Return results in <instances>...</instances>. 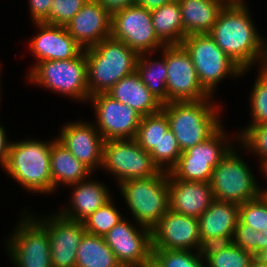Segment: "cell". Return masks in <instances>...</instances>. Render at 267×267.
Returning <instances> with one entry per match:
<instances>
[{
    "label": "cell",
    "mask_w": 267,
    "mask_h": 267,
    "mask_svg": "<svg viewBox=\"0 0 267 267\" xmlns=\"http://www.w3.org/2000/svg\"><path fill=\"white\" fill-rule=\"evenodd\" d=\"M53 0H29V12L33 23L48 24V15Z\"/></svg>",
    "instance_id": "cell-41"
},
{
    "label": "cell",
    "mask_w": 267,
    "mask_h": 267,
    "mask_svg": "<svg viewBox=\"0 0 267 267\" xmlns=\"http://www.w3.org/2000/svg\"><path fill=\"white\" fill-rule=\"evenodd\" d=\"M89 96L108 93L123 77L136 71L138 54L112 37L84 49Z\"/></svg>",
    "instance_id": "cell-4"
},
{
    "label": "cell",
    "mask_w": 267,
    "mask_h": 267,
    "mask_svg": "<svg viewBox=\"0 0 267 267\" xmlns=\"http://www.w3.org/2000/svg\"><path fill=\"white\" fill-rule=\"evenodd\" d=\"M255 256L236 244H231L227 249L209 256L204 262L205 267H249Z\"/></svg>",
    "instance_id": "cell-37"
},
{
    "label": "cell",
    "mask_w": 267,
    "mask_h": 267,
    "mask_svg": "<svg viewBox=\"0 0 267 267\" xmlns=\"http://www.w3.org/2000/svg\"><path fill=\"white\" fill-rule=\"evenodd\" d=\"M65 28L86 49L111 37V15L97 0H88Z\"/></svg>",
    "instance_id": "cell-20"
},
{
    "label": "cell",
    "mask_w": 267,
    "mask_h": 267,
    "mask_svg": "<svg viewBox=\"0 0 267 267\" xmlns=\"http://www.w3.org/2000/svg\"><path fill=\"white\" fill-rule=\"evenodd\" d=\"M240 149L259 158L261 166L267 162V123L258 126H244L236 135Z\"/></svg>",
    "instance_id": "cell-32"
},
{
    "label": "cell",
    "mask_w": 267,
    "mask_h": 267,
    "mask_svg": "<svg viewBox=\"0 0 267 267\" xmlns=\"http://www.w3.org/2000/svg\"><path fill=\"white\" fill-rule=\"evenodd\" d=\"M213 96L199 101L169 102L162 105L169 129L182 152L211 137L222 125V105Z\"/></svg>",
    "instance_id": "cell-3"
},
{
    "label": "cell",
    "mask_w": 267,
    "mask_h": 267,
    "mask_svg": "<svg viewBox=\"0 0 267 267\" xmlns=\"http://www.w3.org/2000/svg\"><path fill=\"white\" fill-rule=\"evenodd\" d=\"M108 94L120 103L133 108L142 117L157 113L163 105L143 84L136 71L123 77Z\"/></svg>",
    "instance_id": "cell-24"
},
{
    "label": "cell",
    "mask_w": 267,
    "mask_h": 267,
    "mask_svg": "<svg viewBox=\"0 0 267 267\" xmlns=\"http://www.w3.org/2000/svg\"><path fill=\"white\" fill-rule=\"evenodd\" d=\"M222 125L211 137L182 152L178 163L168 172L173 178L184 181L210 183L213 169L229 150L237 144ZM235 142V143H233Z\"/></svg>",
    "instance_id": "cell-10"
},
{
    "label": "cell",
    "mask_w": 267,
    "mask_h": 267,
    "mask_svg": "<svg viewBox=\"0 0 267 267\" xmlns=\"http://www.w3.org/2000/svg\"><path fill=\"white\" fill-rule=\"evenodd\" d=\"M133 224L124 217L104 236L122 267L144 266L153 255L151 231Z\"/></svg>",
    "instance_id": "cell-15"
},
{
    "label": "cell",
    "mask_w": 267,
    "mask_h": 267,
    "mask_svg": "<svg viewBox=\"0 0 267 267\" xmlns=\"http://www.w3.org/2000/svg\"><path fill=\"white\" fill-rule=\"evenodd\" d=\"M88 0H53L48 24L66 27L74 15Z\"/></svg>",
    "instance_id": "cell-38"
},
{
    "label": "cell",
    "mask_w": 267,
    "mask_h": 267,
    "mask_svg": "<svg viewBox=\"0 0 267 267\" xmlns=\"http://www.w3.org/2000/svg\"><path fill=\"white\" fill-rule=\"evenodd\" d=\"M239 204L214 200L198 218L200 237L234 236Z\"/></svg>",
    "instance_id": "cell-26"
},
{
    "label": "cell",
    "mask_w": 267,
    "mask_h": 267,
    "mask_svg": "<svg viewBox=\"0 0 267 267\" xmlns=\"http://www.w3.org/2000/svg\"><path fill=\"white\" fill-rule=\"evenodd\" d=\"M263 174L264 178H267V162H265L262 166H260ZM267 180V179H266ZM262 194H267V188H262Z\"/></svg>",
    "instance_id": "cell-49"
},
{
    "label": "cell",
    "mask_w": 267,
    "mask_h": 267,
    "mask_svg": "<svg viewBox=\"0 0 267 267\" xmlns=\"http://www.w3.org/2000/svg\"><path fill=\"white\" fill-rule=\"evenodd\" d=\"M152 249L198 251L201 238L198 218L169 209L151 230Z\"/></svg>",
    "instance_id": "cell-17"
},
{
    "label": "cell",
    "mask_w": 267,
    "mask_h": 267,
    "mask_svg": "<svg viewBox=\"0 0 267 267\" xmlns=\"http://www.w3.org/2000/svg\"><path fill=\"white\" fill-rule=\"evenodd\" d=\"M181 45L189 53L201 86L215 96L224 78L243 77L250 69L242 70L215 43L209 33L187 35Z\"/></svg>",
    "instance_id": "cell-7"
},
{
    "label": "cell",
    "mask_w": 267,
    "mask_h": 267,
    "mask_svg": "<svg viewBox=\"0 0 267 267\" xmlns=\"http://www.w3.org/2000/svg\"><path fill=\"white\" fill-rule=\"evenodd\" d=\"M182 154L177 139L173 132L169 129L160 140L158 147L150 153L153 162L162 171L170 172V170L178 163Z\"/></svg>",
    "instance_id": "cell-33"
},
{
    "label": "cell",
    "mask_w": 267,
    "mask_h": 267,
    "mask_svg": "<svg viewBox=\"0 0 267 267\" xmlns=\"http://www.w3.org/2000/svg\"><path fill=\"white\" fill-rule=\"evenodd\" d=\"M249 267H267V262L261 256H255Z\"/></svg>",
    "instance_id": "cell-46"
},
{
    "label": "cell",
    "mask_w": 267,
    "mask_h": 267,
    "mask_svg": "<svg viewBox=\"0 0 267 267\" xmlns=\"http://www.w3.org/2000/svg\"><path fill=\"white\" fill-rule=\"evenodd\" d=\"M228 3H246V0H226Z\"/></svg>",
    "instance_id": "cell-50"
},
{
    "label": "cell",
    "mask_w": 267,
    "mask_h": 267,
    "mask_svg": "<svg viewBox=\"0 0 267 267\" xmlns=\"http://www.w3.org/2000/svg\"><path fill=\"white\" fill-rule=\"evenodd\" d=\"M92 176L93 174L81 182L67 186L72 188L69 195L70 205L66 204V207L64 206L57 211L61 216L83 222L112 198L113 195L109 193L111 191L106 187L105 182L90 179Z\"/></svg>",
    "instance_id": "cell-22"
},
{
    "label": "cell",
    "mask_w": 267,
    "mask_h": 267,
    "mask_svg": "<svg viewBox=\"0 0 267 267\" xmlns=\"http://www.w3.org/2000/svg\"><path fill=\"white\" fill-rule=\"evenodd\" d=\"M1 67H2V64H1V62H0V74H1V71H2ZM0 78H1V75H0ZM0 82H1V80H0ZM1 87H2V86H1V83H0V103L2 102V101H1V100H2V99H1V96H2V92H1L2 89H1Z\"/></svg>",
    "instance_id": "cell-51"
},
{
    "label": "cell",
    "mask_w": 267,
    "mask_h": 267,
    "mask_svg": "<svg viewBox=\"0 0 267 267\" xmlns=\"http://www.w3.org/2000/svg\"><path fill=\"white\" fill-rule=\"evenodd\" d=\"M33 24L36 31H39L27 44L35 64L47 60L72 59L84 50L65 27L46 23Z\"/></svg>",
    "instance_id": "cell-19"
},
{
    "label": "cell",
    "mask_w": 267,
    "mask_h": 267,
    "mask_svg": "<svg viewBox=\"0 0 267 267\" xmlns=\"http://www.w3.org/2000/svg\"><path fill=\"white\" fill-rule=\"evenodd\" d=\"M261 257L267 262V251L264 252Z\"/></svg>",
    "instance_id": "cell-52"
},
{
    "label": "cell",
    "mask_w": 267,
    "mask_h": 267,
    "mask_svg": "<svg viewBox=\"0 0 267 267\" xmlns=\"http://www.w3.org/2000/svg\"><path fill=\"white\" fill-rule=\"evenodd\" d=\"M93 122L83 120L67 122L62 125L60 134L56 137L92 173L100 170L102 166L104 143Z\"/></svg>",
    "instance_id": "cell-18"
},
{
    "label": "cell",
    "mask_w": 267,
    "mask_h": 267,
    "mask_svg": "<svg viewBox=\"0 0 267 267\" xmlns=\"http://www.w3.org/2000/svg\"><path fill=\"white\" fill-rule=\"evenodd\" d=\"M0 123V168H2L8 159L10 147H11V141L8 137V132L5 130V126L1 125Z\"/></svg>",
    "instance_id": "cell-42"
},
{
    "label": "cell",
    "mask_w": 267,
    "mask_h": 267,
    "mask_svg": "<svg viewBox=\"0 0 267 267\" xmlns=\"http://www.w3.org/2000/svg\"><path fill=\"white\" fill-rule=\"evenodd\" d=\"M198 254L205 261L209 256L227 249L233 244V236L200 237Z\"/></svg>",
    "instance_id": "cell-40"
},
{
    "label": "cell",
    "mask_w": 267,
    "mask_h": 267,
    "mask_svg": "<svg viewBox=\"0 0 267 267\" xmlns=\"http://www.w3.org/2000/svg\"><path fill=\"white\" fill-rule=\"evenodd\" d=\"M233 243L257 256L256 230L239 220L233 236Z\"/></svg>",
    "instance_id": "cell-39"
},
{
    "label": "cell",
    "mask_w": 267,
    "mask_h": 267,
    "mask_svg": "<svg viewBox=\"0 0 267 267\" xmlns=\"http://www.w3.org/2000/svg\"><path fill=\"white\" fill-rule=\"evenodd\" d=\"M183 24V39L190 34L209 33L226 0H178Z\"/></svg>",
    "instance_id": "cell-23"
},
{
    "label": "cell",
    "mask_w": 267,
    "mask_h": 267,
    "mask_svg": "<svg viewBox=\"0 0 267 267\" xmlns=\"http://www.w3.org/2000/svg\"><path fill=\"white\" fill-rule=\"evenodd\" d=\"M99 4L110 14L134 5L136 0H97Z\"/></svg>",
    "instance_id": "cell-43"
},
{
    "label": "cell",
    "mask_w": 267,
    "mask_h": 267,
    "mask_svg": "<svg viewBox=\"0 0 267 267\" xmlns=\"http://www.w3.org/2000/svg\"><path fill=\"white\" fill-rule=\"evenodd\" d=\"M5 241L13 267H52L47 229L27 209Z\"/></svg>",
    "instance_id": "cell-9"
},
{
    "label": "cell",
    "mask_w": 267,
    "mask_h": 267,
    "mask_svg": "<svg viewBox=\"0 0 267 267\" xmlns=\"http://www.w3.org/2000/svg\"><path fill=\"white\" fill-rule=\"evenodd\" d=\"M237 151L234 145L213 169L210 184L214 200L242 204L262 194V186Z\"/></svg>",
    "instance_id": "cell-8"
},
{
    "label": "cell",
    "mask_w": 267,
    "mask_h": 267,
    "mask_svg": "<svg viewBox=\"0 0 267 267\" xmlns=\"http://www.w3.org/2000/svg\"><path fill=\"white\" fill-rule=\"evenodd\" d=\"M101 168L113 175L116 184L154 176L161 171L135 138L104 141Z\"/></svg>",
    "instance_id": "cell-11"
},
{
    "label": "cell",
    "mask_w": 267,
    "mask_h": 267,
    "mask_svg": "<svg viewBox=\"0 0 267 267\" xmlns=\"http://www.w3.org/2000/svg\"><path fill=\"white\" fill-rule=\"evenodd\" d=\"M247 4L228 3L209 32L242 70H251L267 57V39L257 30Z\"/></svg>",
    "instance_id": "cell-1"
},
{
    "label": "cell",
    "mask_w": 267,
    "mask_h": 267,
    "mask_svg": "<svg viewBox=\"0 0 267 267\" xmlns=\"http://www.w3.org/2000/svg\"><path fill=\"white\" fill-rule=\"evenodd\" d=\"M167 67V103L199 101L211 95L201 86L189 53L182 45L163 46Z\"/></svg>",
    "instance_id": "cell-12"
},
{
    "label": "cell",
    "mask_w": 267,
    "mask_h": 267,
    "mask_svg": "<svg viewBox=\"0 0 267 267\" xmlns=\"http://www.w3.org/2000/svg\"><path fill=\"white\" fill-rule=\"evenodd\" d=\"M75 267H122L104 237L85 232L76 253Z\"/></svg>",
    "instance_id": "cell-28"
},
{
    "label": "cell",
    "mask_w": 267,
    "mask_h": 267,
    "mask_svg": "<svg viewBox=\"0 0 267 267\" xmlns=\"http://www.w3.org/2000/svg\"><path fill=\"white\" fill-rule=\"evenodd\" d=\"M239 221L256 231L267 230V196L259 197L239 204Z\"/></svg>",
    "instance_id": "cell-34"
},
{
    "label": "cell",
    "mask_w": 267,
    "mask_h": 267,
    "mask_svg": "<svg viewBox=\"0 0 267 267\" xmlns=\"http://www.w3.org/2000/svg\"><path fill=\"white\" fill-rule=\"evenodd\" d=\"M257 74L249 96L251 122L247 126L267 123V80L259 72Z\"/></svg>",
    "instance_id": "cell-35"
},
{
    "label": "cell",
    "mask_w": 267,
    "mask_h": 267,
    "mask_svg": "<svg viewBox=\"0 0 267 267\" xmlns=\"http://www.w3.org/2000/svg\"><path fill=\"white\" fill-rule=\"evenodd\" d=\"M52 175V195L60 188L81 182L93 173L74 157L57 139L52 143L50 152Z\"/></svg>",
    "instance_id": "cell-25"
},
{
    "label": "cell",
    "mask_w": 267,
    "mask_h": 267,
    "mask_svg": "<svg viewBox=\"0 0 267 267\" xmlns=\"http://www.w3.org/2000/svg\"><path fill=\"white\" fill-rule=\"evenodd\" d=\"M111 37L138 55L157 53L164 46L155 35L151 11L136 4L111 15Z\"/></svg>",
    "instance_id": "cell-13"
},
{
    "label": "cell",
    "mask_w": 267,
    "mask_h": 267,
    "mask_svg": "<svg viewBox=\"0 0 267 267\" xmlns=\"http://www.w3.org/2000/svg\"><path fill=\"white\" fill-rule=\"evenodd\" d=\"M257 71L267 80V57L264 58L258 65ZM259 69V70H258Z\"/></svg>",
    "instance_id": "cell-47"
},
{
    "label": "cell",
    "mask_w": 267,
    "mask_h": 267,
    "mask_svg": "<svg viewBox=\"0 0 267 267\" xmlns=\"http://www.w3.org/2000/svg\"><path fill=\"white\" fill-rule=\"evenodd\" d=\"M145 267H165L162 265L153 255L150 259L144 264Z\"/></svg>",
    "instance_id": "cell-48"
},
{
    "label": "cell",
    "mask_w": 267,
    "mask_h": 267,
    "mask_svg": "<svg viewBox=\"0 0 267 267\" xmlns=\"http://www.w3.org/2000/svg\"><path fill=\"white\" fill-rule=\"evenodd\" d=\"M95 111L97 130L104 141L135 138L142 116L128 105L122 104L108 93L89 97Z\"/></svg>",
    "instance_id": "cell-14"
},
{
    "label": "cell",
    "mask_w": 267,
    "mask_h": 267,
    "mask_svg": "<svg viewBox=\"0 0 267 267\" xmlns=\"http://www.w3.org/2000/svg\"><path fill=\"white\" fill-rule=\"evenodd\" d=\"M173 0H136V5L143 7L149 11H153Z\"/></svg>",
    "instance_id": "cell-44"
},
{
    "label": "cell",
    "mask_w": 267,
    "mask_h": 267,
    "mask_svg": "<svg viewBox=\"0 0 267 267\" xmlns=\"http://www.w3.org/2000/svg\"><path fill=\"white\" fill-rule=\"evenodd\" d=\"M27 82L78 102L89 100L85 51L66 60H47L30 67Z\"/></svg>",
    "instance_id": "cell-6"
},
{
    "label": "cell",
    "mask_w": 267,
    "mask_h": 267,
    "mask_svg": "<svg viewBox=\"0 0 267 267\" xmlns=\"http://www.w3.org/2000/svg\"><path fill=\"white\" fill-rule=\"evenodd\" d=\"M168 130L169 122L166 113L161 109L141 118L135 139L140 147L151 153Z\"/></svg>",
    "instance_id": "cell-30"
},
{
    "label": "cell",
    "mask_w": 267,
    "mask_h": 267,
    "mask_svg": "<svg viewBox=\"0 0 267 267\" xmlns=\"http://www.w3.org/2000/svg\"><path fill=\"white\" fill-rule=\"evenodd\" d=\"M113 198L83 221L86 232L104 237L124 218L121 211L115 206Z\"/></svg>",
    "instance_id": "cell-31"
},
{
    "label": "cell",
    "mask_w": 267,
    "mask_h": 267,
    "mask_svg": "<svg viewBox=\"0 0 267 267\" xmlns=\"http://www.w3.org/2000/svg\"><path fill=\"white\" fill-rule=\"evenodd\" d=\"M31 214L47 229L52 267H75L77 249L86 232L84 223L66 219L57 210L41 217Z\"/></svg>",
    "instance_id": "cell-16"
},
{
    "label": "cell",
    "mask_w": 267,
    "mask_h": 267,
    "mask_svg": "<svg viewBox=\"0 0 267 267\" xmlns=\"http://www.w3.org/2000/svg\"><path fill=\"white\" fill-rule=\"evenodd\" d=\"M153 256L165 267H205L198 251L153 249Z\"/></svg>",
    "instance_id": "cell-36"
},
{
    "label": "cell",
    "mask_w": 267,
    "mask_h": 267,
    "mask_svg": "<svg viewBox=\"0 0 267 267\" xmlns=\"http://www.w3.org/2000/svg\"><path fill=\"white\" fill-rule=\"evenodd\" d=\"M257 256L267 251V230L256 231Z\"/></svg>",
    "instance_id": "cell-45"
},
{
    "label": "cell",
    "mask_w": 267,
    "mask_h": 267,
    "mask_svg": "<svg viewBox=\"0 0 267 267\" xmlns=\"http://www.w3.org/2000/svg\"><path fill=\"white\" fill-rule=\"evenodd\" d=\"M169 209L199 218L214 201L210 183L184 181L168 173Z\"/></svg>",
    "instance_id": "cell-21"
},
{
    "label": "cell",
    "mask_w": 267,
    "mask_h": 267,
    "mask_svg": "<svg viewBox=\"0 0 267 267\" xmlns=\"http://www.w3.org/2000/svg\"><path fill=\"white\" fill-rule=\"evenodd\" d=\"M156 53L140 54L136 65V72L139 74L141 81L147 89L157 98L162 104L167 103V67L165 57L156 60L152 59V55Z\"/></svg>",
    "instance_id": "cell-29"
},
{
    "label": "cell",
    "mask_w": 267,
    "mask_h": 267,
    "mask_svg": "<svg viewBox=\"0 0 267 267\" xmlns=\"http://www.w3.org/2000/svg\"><path fill=\"white\" fill-rule=\"evenodd\" d=\"M151 16L155 35L164 46L181 45L183 24L178 0L151 11Z\"/></svg>",
    "instance_id": "cell-27"
},
{
    "label": "cell",
    "mask_w": 267,
    "mask_h": 267,
    "mask_svg": "<svg viewBox=\"0 0 267 267\" xmlns=\"http://www.w3.org/2000/svg\"><path fill=\"white\" fill-rule=\"evenodd\" d=\"M124 203L138 225L150 231L169 210L168 172L157 175L125 180L118 184Z\"/></svg>",
    "instance_id": "cell-5"
},
{
    "label": "cell",
    "mask_w": 267,
    "mask_h": 267,
    "mask_svg": "<svg viewBox=\"0 0 267 267\" xmlns=\"http://www.w3.org/2000/svg\"><path fill=\"white\" fill-rule=\"evenodd\" d=\"M57 138L45 141L34 138L11 143L9 156L3 171L26 192L52 194L50 152Z\"/></svg>",
    "instance_id": "cell-2"
}]
</instances>
